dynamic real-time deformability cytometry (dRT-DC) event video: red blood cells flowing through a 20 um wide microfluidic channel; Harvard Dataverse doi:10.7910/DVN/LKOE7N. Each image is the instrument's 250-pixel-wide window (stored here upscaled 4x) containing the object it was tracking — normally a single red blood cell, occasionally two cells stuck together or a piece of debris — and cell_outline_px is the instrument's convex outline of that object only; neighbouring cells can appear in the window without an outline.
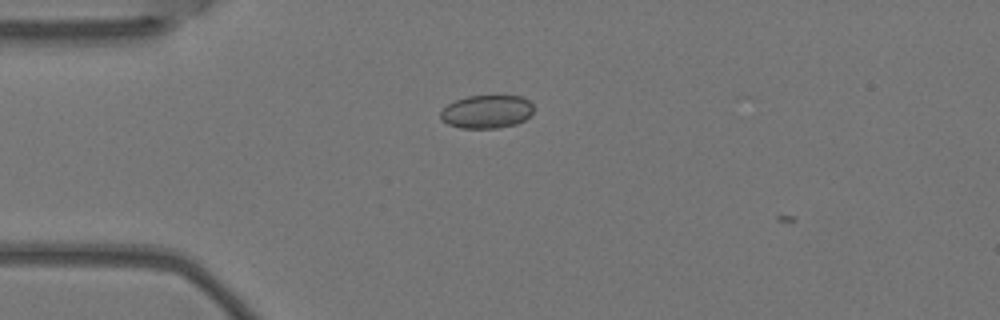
{"species": "Egyptian fruit bat (a non-hibernating species)", "species_latin": "Rousettus aegyptiacus", "temperature_condition": "warm", "stored_images_in_passage": 2, "camera_frame_rate_fps": 3000, "um_per_image_px": 0.085, "animal": {"sex": "female"}, "frame": {"image": 1, "passage_image": 1, "time_ms": 0.0, "image_size_px": [1000, 320], "cell_outline_px": [[532, 112], [524, 120], [516, 124], [496, 128], [460, 128], [448, 124], [440, 116], [440, 112], [448, 104], [456, 100], [468, 96], [520, 96], [528, 100], [532, 104]], "centroid_in_image_um": [41.36, 9.49], "position_along_channel_um": 43.6, "area_um2": 17.8}}
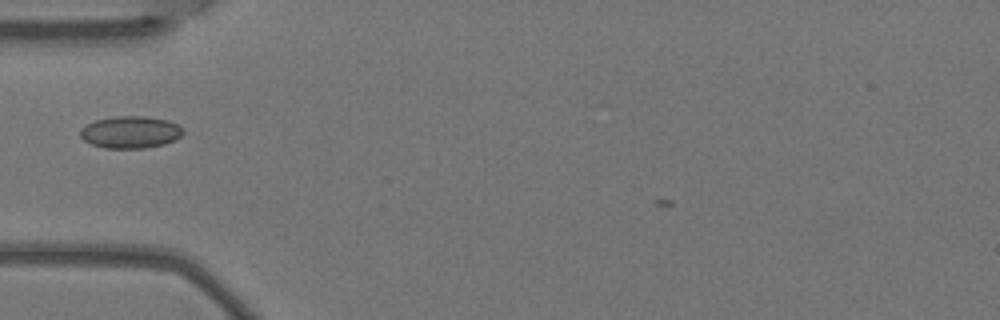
{"frame": {"image": 2, "passage_image": 2, "time_ms": 0.333, "image_size_px": [1000, 320], "cell_outline_px": [[184, 132], [176, 140], [164, 144], [144, 148], [104, 148], [92, 144], [84, 140], [80, 136], [80, 128], [96, 120], [116, 116], [144, 116], [168, 120], [176, 124]], "centroid_in_image_um": [11.08, 11.24], "position_along_channel_um": 73.9, "area_um2": 19.13}}